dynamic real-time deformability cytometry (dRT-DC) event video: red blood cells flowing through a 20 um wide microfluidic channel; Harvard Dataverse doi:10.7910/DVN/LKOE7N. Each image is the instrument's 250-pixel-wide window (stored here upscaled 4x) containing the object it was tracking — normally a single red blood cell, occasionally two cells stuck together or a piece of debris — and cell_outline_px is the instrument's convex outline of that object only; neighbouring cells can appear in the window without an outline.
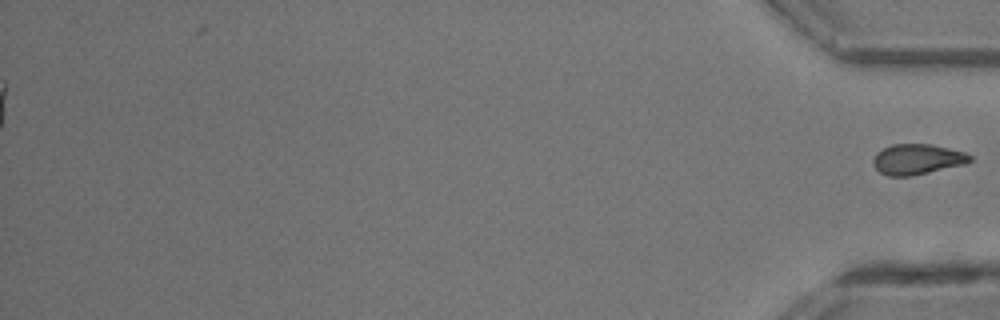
{"species": "common noctule bat (a hibernating species)", "species_latin": "Nyctalus noctula", "temperature_condition": "room temperature", "stored_images_in_passage": 39, "segment_of_instrument_passage": [2, 2], "camera_frame_rate_fps": 3000, "um_per_image_px": 0.085, "animal": {"sex": "male", "body_mass_g": 13.3}, "frame": {"image": 1, "passage_image": 39, "time_ms": 12.667, "image_size_px": [1000, 320], "cell_outline_px": [[972, 160], [964, 164], [912, 176], [888, 176], [880, 172], [872, 164], [872, 160], [876, 152], [892, 144], [932, 144], [964, 152], [972, 156]], "centroid_in_image_um": [77.94, 13.53], "position_along_channel_um": 357.3, "area_um2": 17.17}}